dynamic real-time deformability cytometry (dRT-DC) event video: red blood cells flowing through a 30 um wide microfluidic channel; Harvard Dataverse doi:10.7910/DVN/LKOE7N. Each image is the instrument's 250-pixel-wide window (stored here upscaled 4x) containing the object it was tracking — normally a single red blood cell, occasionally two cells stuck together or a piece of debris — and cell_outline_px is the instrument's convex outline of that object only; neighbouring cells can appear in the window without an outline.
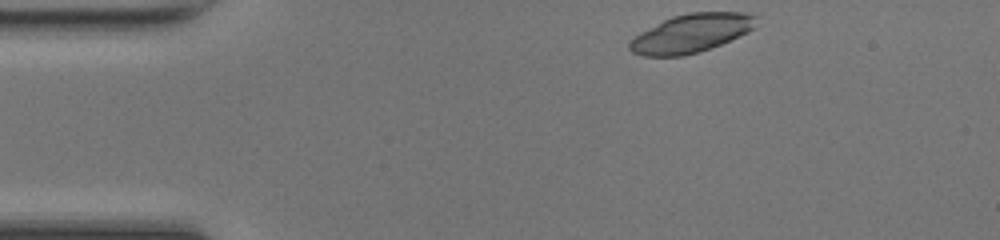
{"species": "common noctule bat (a hibernating species)", "species_latin": "Nyctalus noctula", "temperature_condition": "room temperature", "stored_images_in_passage": 41, "camera_frame_rate_fps": 3000, "um_per_image_px": 0.085, "animal": {"sex": "female", "body_mass_g": 17.0, "forearm_length_mm": 48.0}, "frame": {"image": 1, "passage_image": 1, "time_ms": 0.0, "image_size_px": [1000, 240], "cell_outline_px": [[756, 16], [752, 28], [748, 32], [720, 44], [684, 56], [644, 56], [632, 52], [628, 48], [628, 40], [640, 32], [672, 16], [688, 12], [744, 12]], "centroid_in_image_um": [58.69, 2.82], "position_along_channel_um": 26.3, "area_um2": 28.15}}